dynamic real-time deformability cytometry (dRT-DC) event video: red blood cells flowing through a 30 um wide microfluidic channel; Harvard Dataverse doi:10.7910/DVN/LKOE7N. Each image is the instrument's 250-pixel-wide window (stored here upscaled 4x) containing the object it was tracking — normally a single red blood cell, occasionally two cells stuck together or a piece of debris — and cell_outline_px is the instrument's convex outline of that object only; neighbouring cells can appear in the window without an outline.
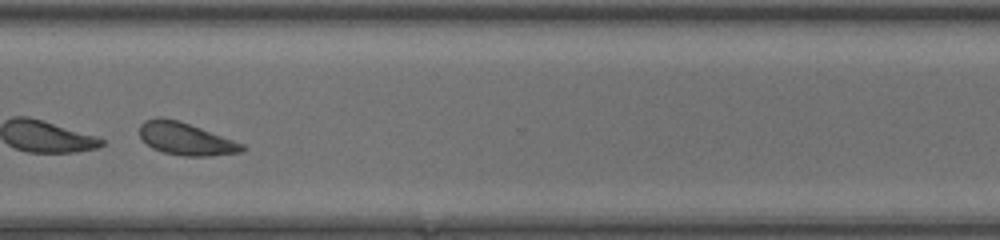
{"species": "common noctule bat (a hibernating species)", "species_latin": "Nyctalus noctula", "temperature_condition": "room temperature", "stored_images_in_passage": 37, "segment_of_instrument_passage": [2, 2], "camera_frame_rate_fps": 3000, "um_per_image_px": 0.085, "animal": {"sex": "female", "body_mass_g": 20.0, "forearm_length_mm": 54.0}, "frame": {"image": 1, "passage_image": 27, "time_ms": 8.667, "image_size_px": [1000, 240], "cell_outline_px": [[248, 148], [244, 152], [212, 156], [184, 156], [164, 152], [152, 148], [140, 136], [140, 124], [144, 120], [156, 116], [160, 116], [176, 120], [200, 128], [244, 144]], "centroid_in_image_um": [15.81, 11.8], "position_along_channel_um": 354.8, "area_um2": 19.36}}